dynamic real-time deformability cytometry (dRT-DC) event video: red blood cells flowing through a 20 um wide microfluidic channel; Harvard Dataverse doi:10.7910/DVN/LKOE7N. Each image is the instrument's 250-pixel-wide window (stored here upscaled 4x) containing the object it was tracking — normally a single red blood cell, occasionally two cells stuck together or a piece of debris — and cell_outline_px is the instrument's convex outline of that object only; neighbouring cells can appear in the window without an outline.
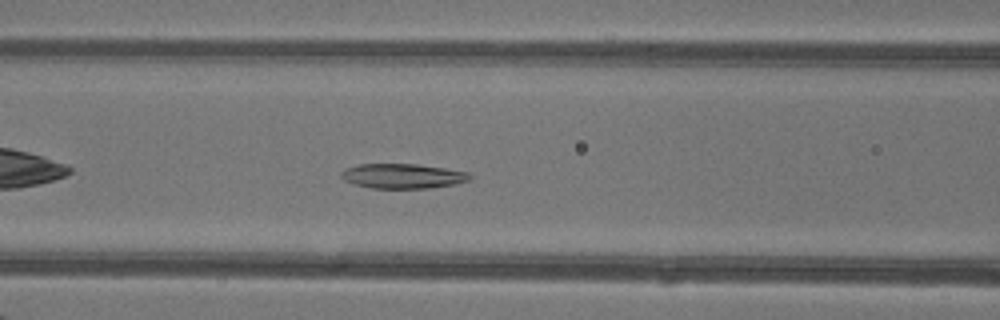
{"species": "common noctule bat (a hibernating species)", "species_latin": "Nyctalus noctula", "temperature_condition": "warm", "stored_images_in_passage": 36, "camera_frame_rate_fps": 3000, "um_per_image_px": 0.085, "animal": {"sex": "female"}, "frame": {"image": 1, "passage_image": 9, "time_ms": 2.667, "image_size_px": [1000, 320], "cell_outline_px": [[472, 176], [468, 180], [452, 184], [428, 188], [372, 188], [356, 184], [344, 180], [340, 176], [340, 172], [344, 168], [356, 164], [416, 164], [444, 168], [468, 172]], "centroid_in_image_um": [34.17, 14.95], "position_along_channel_um": 132.4, "area_um2": 18.44}}
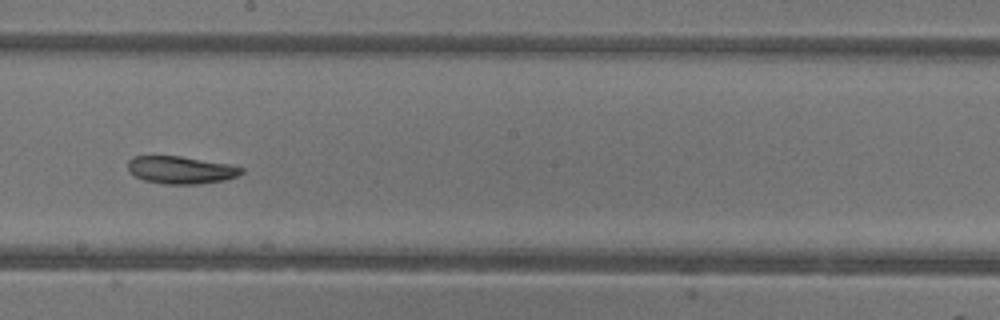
{"frame": {"image": 2, "passage_image": 16, "time_ms": 5.0, "image_size_px": [1000, 320], "cell_outline_px": [[244, 172], [236, 176], [224, 180], [200, 184], [164, 184], [144, 180], [128, 172], [128, 160], [132, 156], [180, 156], [228, 164], [244, 168]], "centroid_in_image_um": [15.35, 14.45], "position_along_channel_um": 232.8, "area_um2": 18.21}}
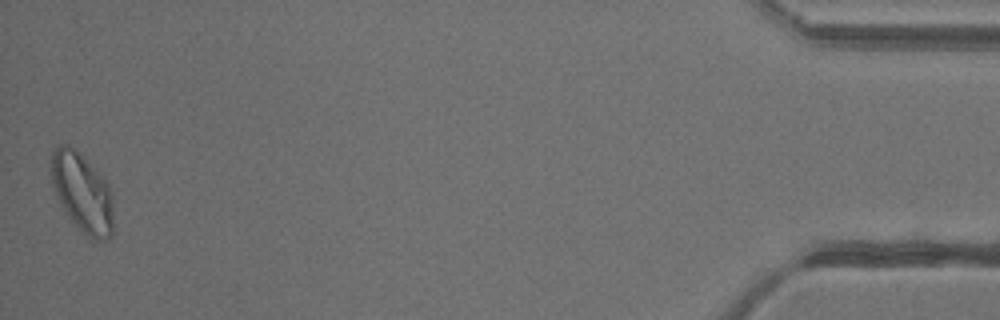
{"frame": {"image": 3, "passage_image": 36, "time_ms": 11.667, "image_size_px": [1000, 320], "cell_outline_px": [[112, 236], [108, 240], [96, 240], [84, 232], [68, 220], [60, 204], [52, 184], [52, 152], [60, 144], [68, 144], [80, 152], [108, 184], [112, 192]], "centroid_in_image_um": [6.99, 16.38], "position_along_channel_um": 428.2, "area_um2": 28.61}}